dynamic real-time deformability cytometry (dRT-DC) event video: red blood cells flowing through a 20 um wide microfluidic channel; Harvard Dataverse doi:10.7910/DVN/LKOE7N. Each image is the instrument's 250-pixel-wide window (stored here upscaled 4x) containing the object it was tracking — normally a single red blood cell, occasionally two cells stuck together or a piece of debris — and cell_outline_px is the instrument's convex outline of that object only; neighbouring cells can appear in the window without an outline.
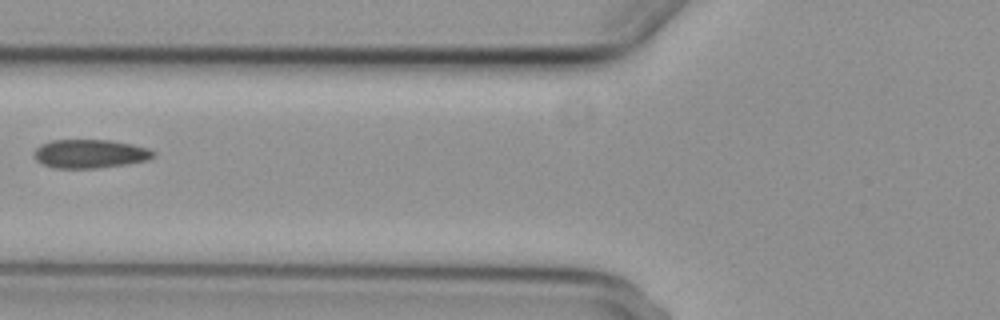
{"species": "common noctule bat (a hibernating species)", "species_latin": "Nyctalus noctula", "temperature_condition": "cold", "stored_images_in_passage": 6, "camera_frame_rate_fps": 3000, "um_per_image_px": 0.085, "animal": {"sex": "female", "body_mass_g": 29.2, "forearm_length_mm": 56.3}, "frame": {"image": 1, "passage_image": 6, "time_ms": 6.667, "image_size_px": [1000, 320], "cell_outline_px": [[156, 156], [148, 160], [128, 164], [96, 168], [52, 168], [40, 164], [32, 156], [32, 152], [40, 144], [52, 140], [112, 140], [132, 144], [148, 148], [156, 152]], "centroid_in_image_um": [7.63, 13.07], "position_along_channel_um": 118.2, "area_um2": 20.35}}